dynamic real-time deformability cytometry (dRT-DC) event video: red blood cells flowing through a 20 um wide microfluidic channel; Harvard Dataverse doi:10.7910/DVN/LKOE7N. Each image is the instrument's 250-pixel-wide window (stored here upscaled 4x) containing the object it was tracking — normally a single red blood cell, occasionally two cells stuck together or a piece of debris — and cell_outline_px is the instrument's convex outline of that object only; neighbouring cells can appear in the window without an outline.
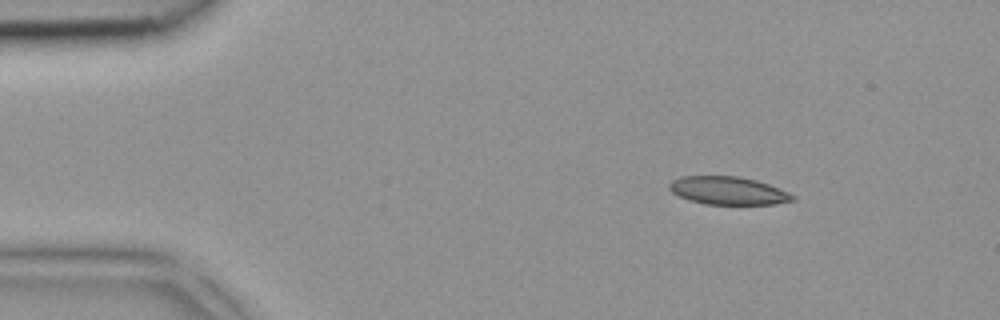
{"species": "common noctule bat (a hibernating species)", "species_latin": "Nyctalus noctula", "temperature_condition": "room temperature", "stored_images_in_passage": 3, "camera_frame_rate_fps": 3000, "um_per_image_px": 0.085, "animal": {"sex": "female", "body_mass_g": 18.4}, "frame": {"image": 1, "passage_image": 1, "time_ms": 0.0, "image_size_px": [1000, 320], "cell_outline_px": [[796, 200], [776, 204], [704, 204], [688, 200], [672, 192], [668, 188], [668, 184], [672, 180], [680, 176], [740, 176], [756, 180], [768, 184], [788, 192], [796, 196]], "centroid_in_image_um": [61.88, 16.2], "position_along_channel_um": 23.1, "area_um2": 20.23}}
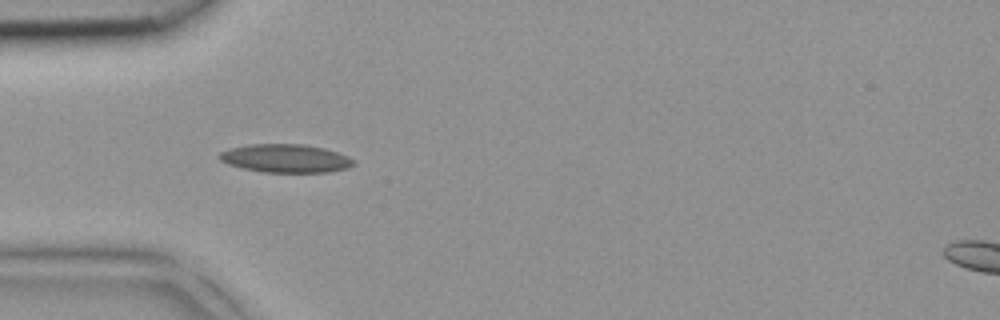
{"frame": {"image": 2, "passage_image": 3, "time_ms": 0.667, "image_size_px": [1000, 320], "cell_outline_px": [[356, 164], [348, 168], [328, 172], [260, 172], [240, 168], [228, 164], [220, 160], [216, 156], [220, 152], [228, 148], [248, 144], [304, 144], [324, 148], [348, 156], [356, 160]], "centroid_in_image_um": [24.25, 13.46], "position_along_channel_um": 60.7, "area_um2": 22.48}}